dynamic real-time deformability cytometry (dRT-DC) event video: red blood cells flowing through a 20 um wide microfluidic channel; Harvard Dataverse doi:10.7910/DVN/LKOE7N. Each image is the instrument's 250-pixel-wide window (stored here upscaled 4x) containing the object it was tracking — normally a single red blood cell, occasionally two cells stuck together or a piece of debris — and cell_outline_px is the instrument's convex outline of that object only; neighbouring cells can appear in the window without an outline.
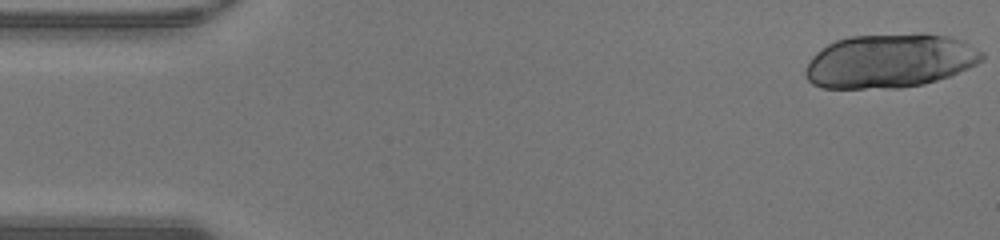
{"species": "human", "species_latin": "Homo sapiens", "temperature_condition": "warm", "stored_images_in_passage": 46, "segment_of_instrument_passage": [1, 2], "camera_frame_rate_fps": 3000, "um_per_image_px": 0.085, "donor": {"sex": "male"}, "frame": {"image": 1, "passage_image": 1, "time_ms": 0.0, "image_size_px": [1000, 240], "cell_outline_px": [[984, 60], [968, 68], [948, 76], [924, 84], [900, 88], [824, 88], [812, 84], [804, 76], [804, 68], [812, 56], [816, 52], [828, 44], [836, 40], [852, 36], [916, 32], [920, 32], [952, 36], [964, 40], [984, 52]], "centroid_in_image_um": [75.65, 5.15], "position_along_channel_um": 9.3, "area_um2": 56.41}}
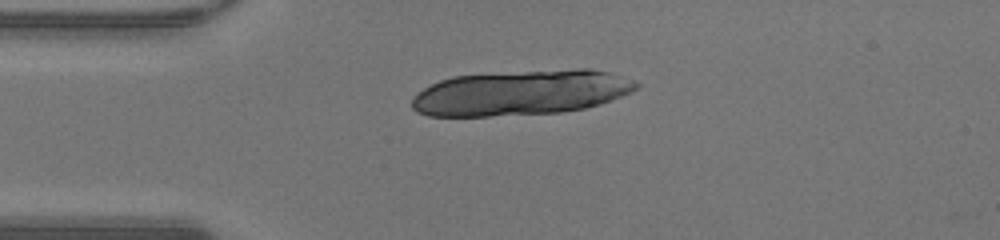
{"frame": {"image": 2, "passage_image": 11, "time_ms": 3.333, "image_size_px": [1000, 240], "cell_outline_px": [[640, 88], [632, 92], [600, 104], [584, 108], [560, 112], [488, 116], [428, 116], [416, 112], [412, 108], [412, 96], [424, 88], [440, 80], [452, 76], [580, 68], [588, 68], [608, 72], [636, 80], [640, 84]], "centroid_in_image_um": [44.3, 7.88], "position_along_channel_um": 40.7, "area_um2": 59.01}}